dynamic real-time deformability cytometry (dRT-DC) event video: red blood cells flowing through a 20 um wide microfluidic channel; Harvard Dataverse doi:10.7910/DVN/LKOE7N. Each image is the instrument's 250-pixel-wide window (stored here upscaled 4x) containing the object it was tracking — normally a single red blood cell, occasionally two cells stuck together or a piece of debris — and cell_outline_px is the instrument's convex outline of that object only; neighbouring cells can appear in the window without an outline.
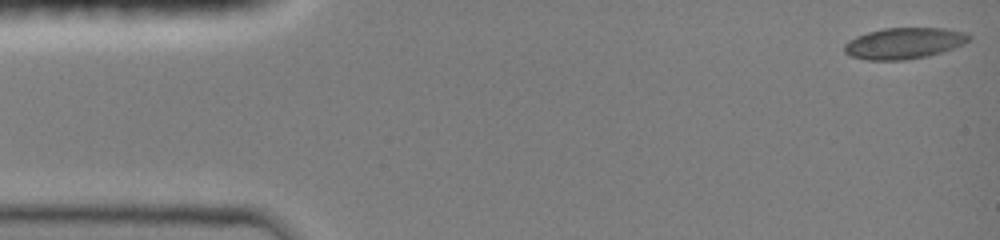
{"species": "common noctule bat (a hibernating species)", "species_latin": "Nyctalus noctula", "temperature_condition": "room temperature", "stored_images_in_passage": 46, "camera_frame_rate_fps": 3000, "um_per_image_px": 0.085, "animal": {"sex": "female", "body_mass_g": 19.0, "forearm_length_mm": 51.5}, "frame": {"image": 1, "passage_image": 1, "time_ms": 0.0, "image_size_px": [1000, 240], "cell_outline_px": [[972, 36], [964, 44], [928, 56], [904, 60], [868, 60], [852, 56], [844, 52], [844, 44], [848, 40], [856, 36], [868, 32], [884, 28], [944, 28], [964, 32]], "centroid_in_image_um": [76.82, 3.67], "position_along_channel_um": 8.2, "area_um2": 22.54}}
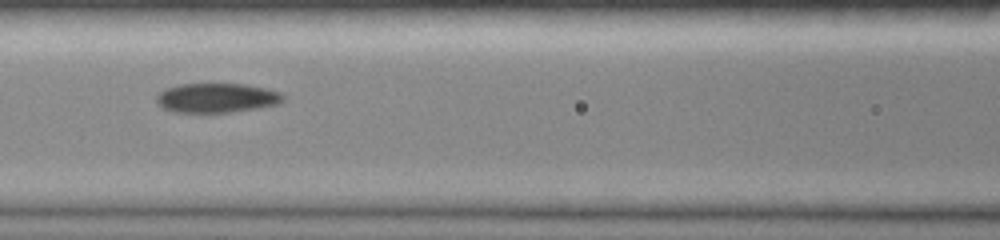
{"frame": {"image": 2, "passage_image": 20, "time_ms": 6.333, "image_size_px": [1000, 240], "cell_outline_px": [[284, 100], [280, 104], [260, 108], [232, 112], [176, 112], [164, 108], [156, 100], [156, 96], [164, 88], [176, 84], [244, 84], [264, 88], [280, 92], [284, 96]], "centroid_in_image_um": [18.44, 8.32], "position_along_channel_um": 148.2, "area_um2": 21.79}}
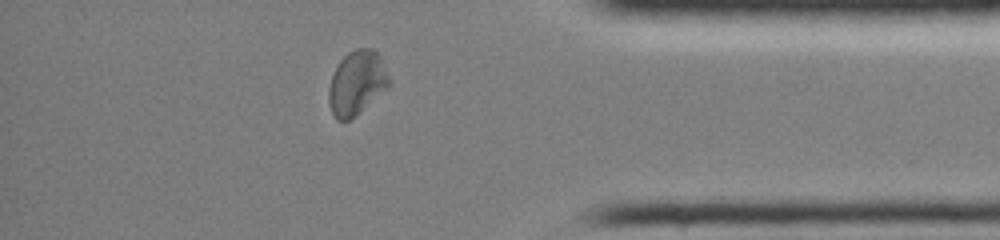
{"frame": {"image": 3, "passage_image": 40, "time_ms": 13.0, "image_size_px": [1000, 240], "cell_outline_px": [[392, 84], [388, 88], [348, 120], [336, 120], [332, 112], [328, 100], [328, 88], [332, 76], [340, 60], [348, 52], [356, 48], [372, 48], [380, 56], [392, 80]], "centroid_in_image_um": [30.35, 7.01], "position_along_channel_um": 404.9, "area_um2": 22.48}, "authors_computed_cell_mechanics": {"area_um2": 21.9929, "velocity_mm_per_s": 4.0371, "shape_relaxation_time_tau1_ms": 6.7783, "shape_relaxation_time_tau2_ms": 10.2431, "deformation_change_tau1": 0.1718, "deformation_change_tau2": 0.0936}}